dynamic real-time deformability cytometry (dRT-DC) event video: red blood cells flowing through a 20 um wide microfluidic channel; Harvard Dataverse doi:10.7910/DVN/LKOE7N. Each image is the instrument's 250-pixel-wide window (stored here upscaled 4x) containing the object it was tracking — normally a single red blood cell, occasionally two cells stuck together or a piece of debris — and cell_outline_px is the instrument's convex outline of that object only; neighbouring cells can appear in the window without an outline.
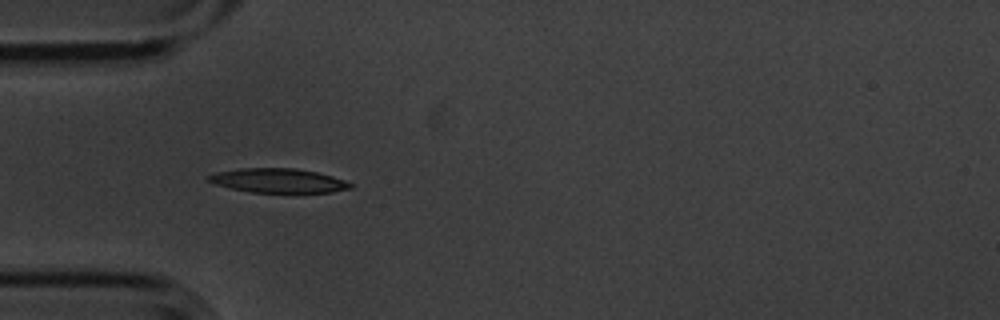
{"species": "common noctule bat (a hibernating species)", "species_latin": "Nyctalus noctula", "temperature_condition": "cold", "stored_images_in_passage": 2, "camera_frame_rate_fps": 3000, "um_per_image_px": 0.085, "animal": {"sex": "male", "body_mass_g": 20.1, "forearm_length_mm": 53.5}, "frame": {"image": 1, "passage_image": 1, "time_ms": 0.0, "image_size_px": [1000, 320], "cell_outline_px": [[352, 188], [332, 192], [252, 192], [232, 188], [216, 184], [204, 180], [204, 176], [216, 172], [240, 168], [296, 168], [316, 172], [332, 176], [344, 180], [352, 184]], "centroid_in_image_um": [23.6, 15.34], "position_along_channel_um": 61.4, "area_um2": 20.0}}
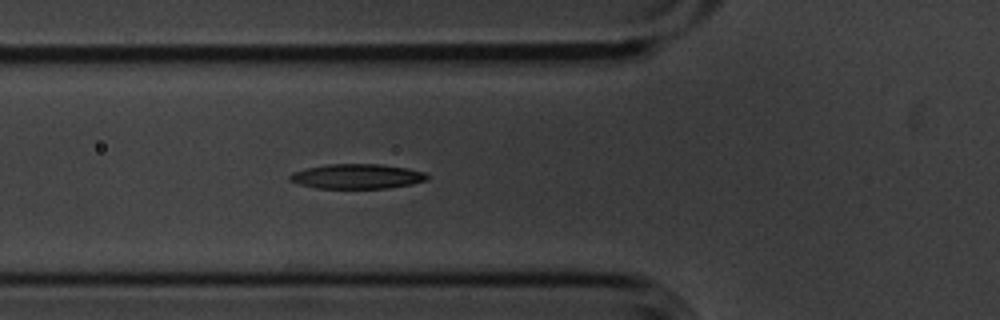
{"frame": {"image": 2, "passage_image": 2, "time_ms": 0.333, "image_size_px": [1000, 320], "cell_outline_px": [[428, 180], [412, 184], [388, 188], [316, 188], [300, 184], [288, 180], [288, 176], [292, 172], [308, 168], [328, 164], [380, 164], [408, 168], [424, 172], [428, 176]], "centroid_in_image_um": [30.35, 14.99], "position_along_channel_um": 95.4, "area_um2": 19.83}}